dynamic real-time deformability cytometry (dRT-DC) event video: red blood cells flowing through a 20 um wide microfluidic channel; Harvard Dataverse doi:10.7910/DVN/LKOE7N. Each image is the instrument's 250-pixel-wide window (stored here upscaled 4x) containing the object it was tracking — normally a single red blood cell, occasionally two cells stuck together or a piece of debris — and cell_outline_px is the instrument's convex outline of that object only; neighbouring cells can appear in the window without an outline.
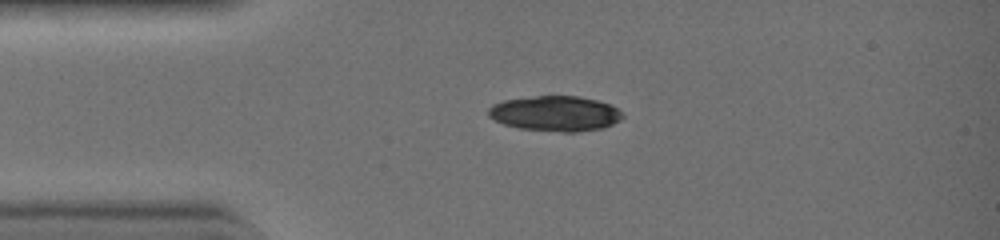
{"species": "common noctule bat (a hibernating species)", "species_latin": "Nyctalus noctula", "temperature_condition": "warm", "stored_images_in_passage": 33, "camera_frame_rate_fps": 3000, "um_per_image_px": 0.085, "animal": {"sex": "female", "body_mass_g": 19.0, "forearm_length_mm": 51.5}, "frame": {"image": 1, "passage_image": 1, "time_ms": 0.0, "image_size_px": [1000, 240], "cell_outline_px": [[624, 116], [600, 128], [572, 132], [564, 132], [520, 128], [504, 124], [496, 120], [488, 112], [488, 108], [492, 104], [504, 100], [536, 96], [580, 96], [596, 100], [608, 104], [616, 108]], "centroid_in_image_um": [47.15, 9.63], "position_along_channel_um": 37.8, "area_um2": 26.88}}
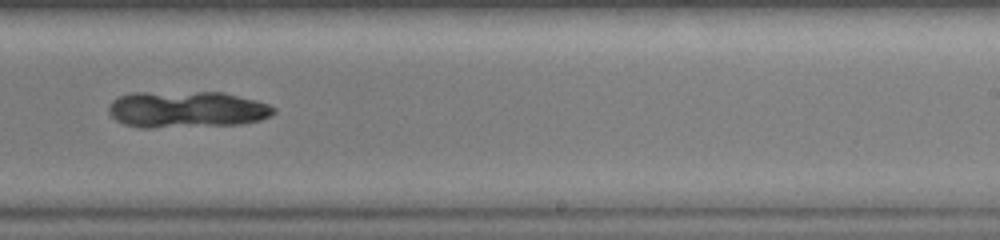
{"frame": {"image": 2, "passage_image": 18, "time_ms": 5.667, "image_size_px": [1000, 240], "cell_outline_px": [[276, 112], [260, 120], [232, 124], [144, 128], [128, 124], [112, 116], [108, 108], [112, 100], [120, 96], [132, 92], [224, 92], [268, 104], [276, 108]], "centroid_in_image_um": [15.87, 9.28], "position_along_channel_um": 273.1, "area_um2": 34.62}}
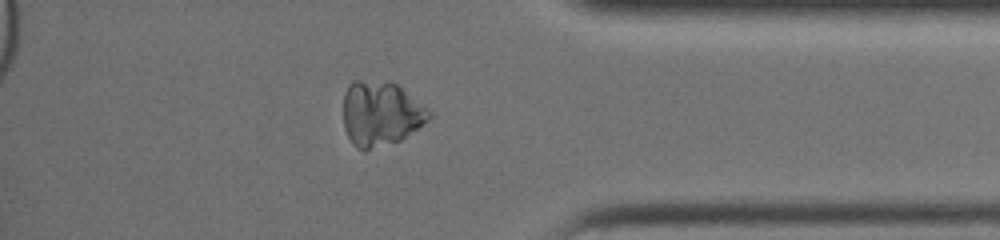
{"frame": {"image": 3, "passage_image": 27, "time_ms": 8.667, "image_size_px": [1000, 240], "cell_outline_px": [[428, 116], [416, 128], [400, 140], [368, 148], [360, 148], [348, 136], [344, 124], [344, 96], [348, 84], [352, 80], [388, 80], [396, 84], [424, 108], [428, 112]], "centroid_in_image_um": [32.27, 9.59], "position_along_channel_um": 402.9, "area_um2": 30.87}}